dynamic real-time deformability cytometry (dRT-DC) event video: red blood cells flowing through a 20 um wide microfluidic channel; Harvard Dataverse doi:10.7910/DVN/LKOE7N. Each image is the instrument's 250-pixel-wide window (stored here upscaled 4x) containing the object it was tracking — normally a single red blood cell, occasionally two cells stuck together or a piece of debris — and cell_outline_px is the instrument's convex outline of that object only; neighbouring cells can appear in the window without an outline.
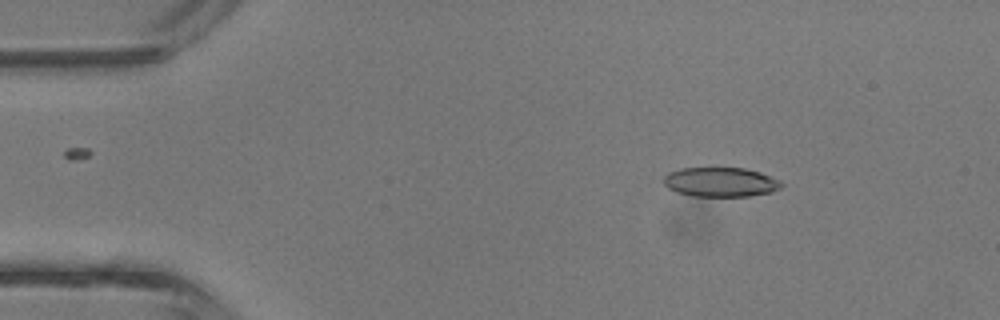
{"species": "common noctule bat (a hibernating species)", "species_latin": "Nyctalus noctula", "temperature_condition": "room temperature", "stored_images_in_passage": 41, "camera_frame_rate_fps": 3000, "um_per_image_px": 0.085, "animal": {"sex": "male", "body_mass_g": 13.3}, "frame": {"image": 1, "passage_image": 6, "time_ms": 1.667, "image_size_px": [1000, 320], "cell_outline_px": [[784, 184], [780, 188], [772, 192], [748, 196], [692, 196], [676, 192], [668, 188], [664, 184], [664, 176], [668, 172], [680, 168], [744, 168], [760, 172], [780, 180]], "centroid_in_image_um": [61.24, 15.47], "position_along_channel_um": 23.8, "area_um2": 20.29}}
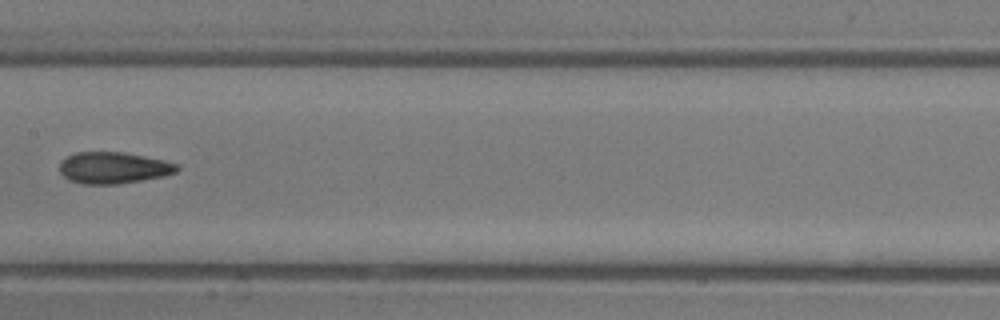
{"frame": {"image": 2, "passage_image": 21, "time_ms": 6.667, "image_size_px": [1000, 320], "cell_outline_px": [[180, 168], [176, 172], [164, 176], [120, 184], [84, 184], [68, 180], [60, 172], [60, 160], [76, 152], [124, 152], [164, 160], [180, 164]], "centroid_in_image_um": [9.66, 14.26], "position_along_channel_um": 197.7, "area_um2": 21.73}}
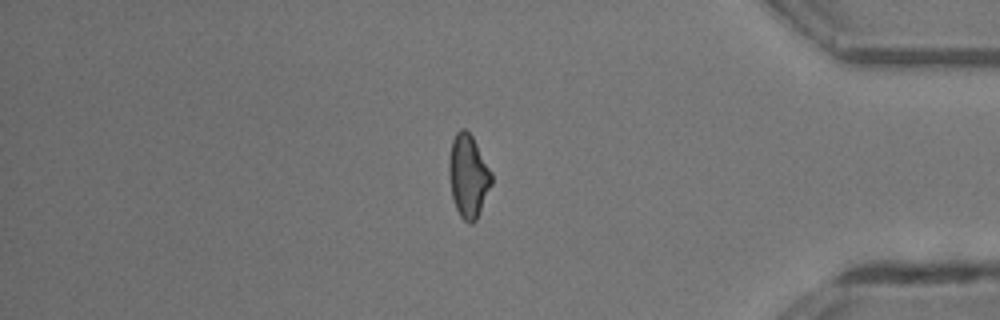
{"frame": {"image": 3, "passage_image": 35, "time_ms": 11.333, "image_size_px": [1000, 320], "cell_outline_px": [[492, 184], [480, 212], [476, 220], [472, 224], [468, 224], [460, 216], [456, 208], [452, 196], [448, 172], [448, 160], [452, 140], [456, 132], [460, 128], [464, 128], [472, 136], [492, 172]], "centroid_in_image_um": [39.8, 14.96], "position_along_channel_um": 395.4, "area_um2": 20.69}, "authors_computed_cell_mechanics": {"area_um2": 21.1548, "velocity_mm_per_s": 4.9264, "shape_relaxation_time_tau1_ms": 9.9525, "shape_relaxation_time_tau2_ms": 1.8399, "deformation_change_tau1": 0.236, "deformation_change_tau2": 0.0871}}